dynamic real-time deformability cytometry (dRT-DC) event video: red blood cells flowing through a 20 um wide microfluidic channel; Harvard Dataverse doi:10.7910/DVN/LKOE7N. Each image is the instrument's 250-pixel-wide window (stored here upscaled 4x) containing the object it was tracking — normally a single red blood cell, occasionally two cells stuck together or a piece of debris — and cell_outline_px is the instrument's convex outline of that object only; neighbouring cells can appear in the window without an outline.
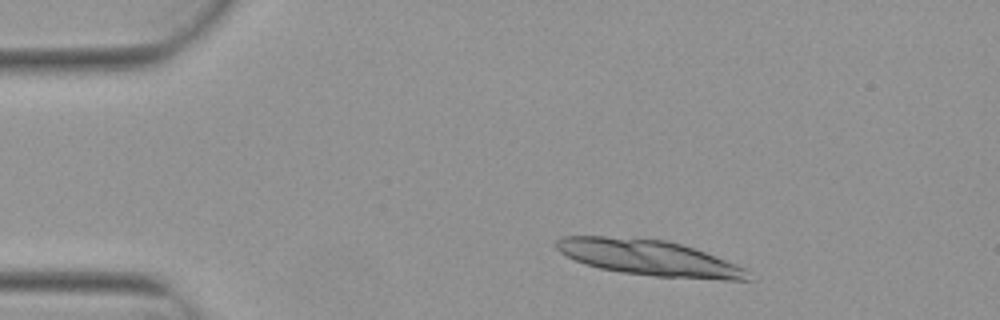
{"species": "Egyptian fruit bat (a non-hibernating species)", "species_latin": "Rousettus aegyptiacus", "temperature_condition": "warm", "stored_images_in_passage": 4, "camera_frame_rate_fps": 3000, "um_per_image_px": 0.085, "animal": {"sex": "female"}, "frame": {"image": 1, "passage_image": 2, "time_ms": 0.333, "image_size_px": [1000, 320], "cell_outline_px": [[752, 280], [724, 280], [656, 276], [620, 272], [600, 268], [584, 264], [560, 252], [556, 248], [556, 240], [564, 236], [604, 236], [668, 240], [704, 252], [744, 268]], "centroid_in_image_um": [55.13, 21.91], "position_along_channel_um": 29.9, "area_um2": 39.25}}